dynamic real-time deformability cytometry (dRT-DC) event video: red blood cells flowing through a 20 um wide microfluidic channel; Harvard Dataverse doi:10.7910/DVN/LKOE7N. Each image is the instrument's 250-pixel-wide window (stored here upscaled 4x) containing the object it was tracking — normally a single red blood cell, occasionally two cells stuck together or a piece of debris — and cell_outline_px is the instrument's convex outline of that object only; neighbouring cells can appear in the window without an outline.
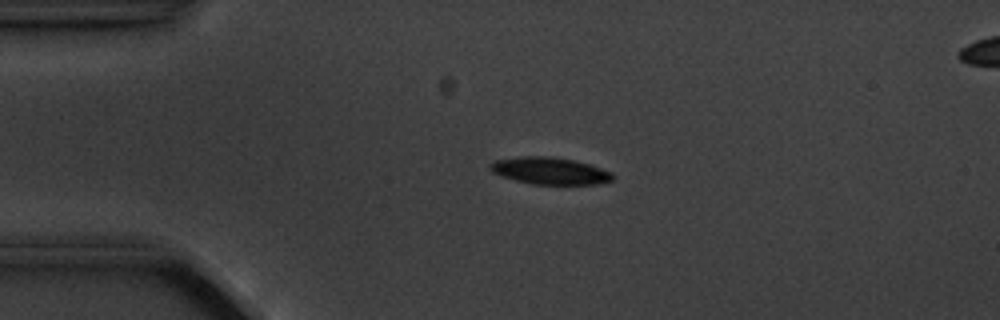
{"species": "common noctule bat (a hibernating species)", "species_latin": "Nyctalus noctula", "temperature_condition": "cold", "stored_images_in_passage": 5, "segment_of_instrument_passage": [1, 2], "camera_frame_rate_fps": 3000, "um_per_image_px": 0.085, "animal": {"sex": "male", "body_mass_g": 20.1, "forearm_length_mm": 53.5}, "frame": {"image": 1, "passage_image": 3, "time_ms": 2.333, "image_size_px": [1000, 320], "cell_outline_px": [[616, 176], [612, 180], [596, 184], [532, 184], [516, 180], [492, 172], [488, 168], [488, 164], [496, 160], [524, 156], [548, 156], [576, 160], [612, 172]], "centroid_in_image_um": [46.75, 14.51], "position_along_channel_um": 38.3, "area_um2": 19.19}}